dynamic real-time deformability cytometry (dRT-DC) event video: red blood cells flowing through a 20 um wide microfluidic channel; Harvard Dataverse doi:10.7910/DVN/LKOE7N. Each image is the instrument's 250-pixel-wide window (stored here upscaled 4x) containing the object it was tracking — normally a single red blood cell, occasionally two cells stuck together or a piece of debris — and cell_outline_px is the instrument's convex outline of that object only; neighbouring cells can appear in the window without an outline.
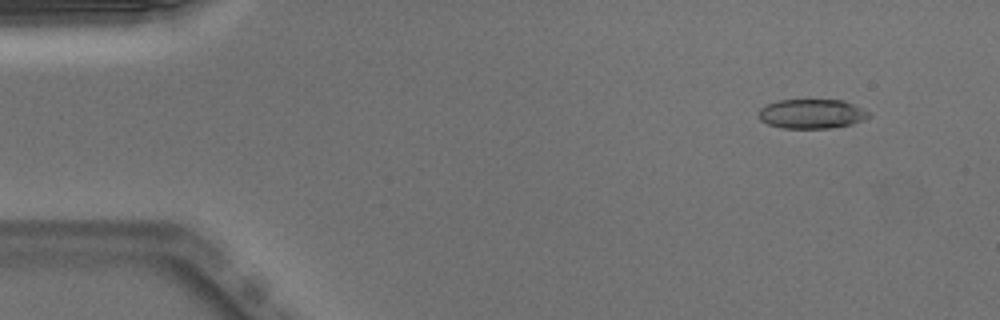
{"species": "Egyptian fruit bat (a non-hibernating species)", "species_latin": "Rousettus aegyptiacus", "temperature_condition": "warm", "stored_images_in_passage": 51, "camera_frame_rate_fps": 3000, "um_per_image_px": 0.085, "animal": {"sex": "male"}, "frame": {"image": 1, "passage_image": 5, "time_ms": 1.333, "image_size_px": [1000, 320], "cell_outline_px": [[872, 116], [852, 124], [832, 128], [780, 128], [768, 124], [760, 120], [756, 116], [760, 108], [764, 104], [776, 100], [844, 100], [868, 112]], "centroid_in_image_um": [68.92, 9.67], "position_along_channel_um": 16.1, "area_um2": 19.07}}
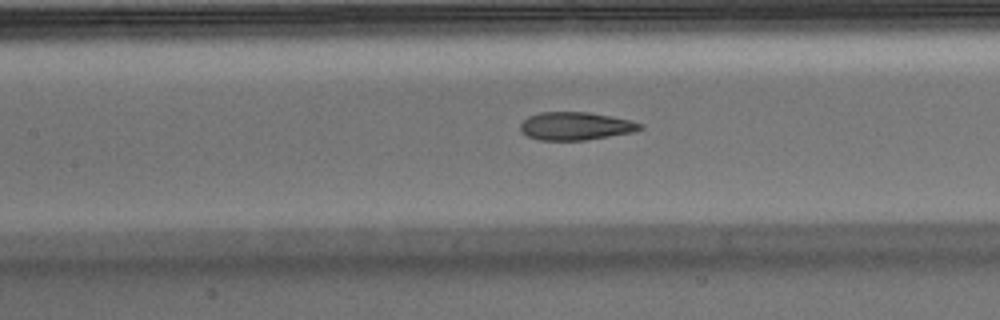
{"frame": {"image": 2, "passage_image": 23, "time_ms": 7.333, "image_size_px": [1000, 320], "cell_outline_px": [[644, 128], [636, 132], [584, 140], [540, 140], [528, 136], [520, 132], [520, 124], [528, 116], [540, 112], [588, 112], [612, 116], [632, 120], [644, 124]], "centroid_in_image_um": [48.97, 10.71], "position_along_channel_um": 158.4, "area_um2": 19.77}}
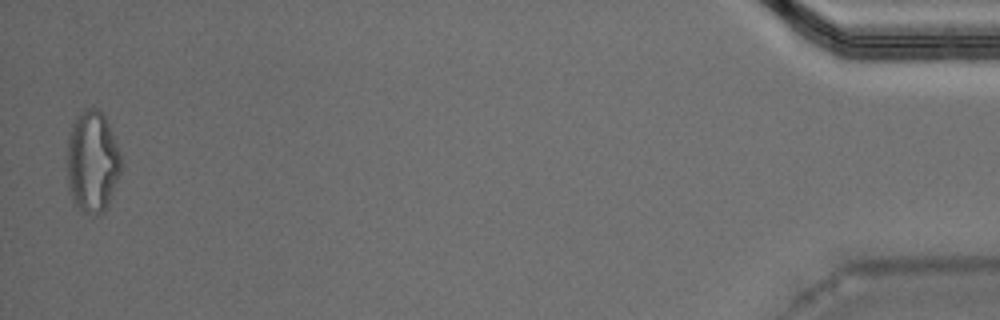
{"frame": {"image": 3, "passage_image": 50, "time_ms": 16.333, "image_size_px": [1000, 320], "cell_outline_px": [[120, 172], [108, 204], [104, 212], [84, 212], [72, 200], [68, 188], [68, 132], [72, 124], [80, 112], [92, 104], [104, 116], [108, 124], [120, 152]], "centroid_in_image_um": [7.83, 13.7], "position_along_channel_um": 427.4, "area_um2": 31.56}, "authors_computed_cell_mechanics": {"area_um2": 19.9988, "velocity_mm_per_s": 4.0066, "shape_relaxation_time_tau1_ms": 6.7933, "shape_relaxation_time_tau2_ms": 1.4384, "deformation_change_tau1": 0.2456, "deformation_change_tau2": 0.0976}}